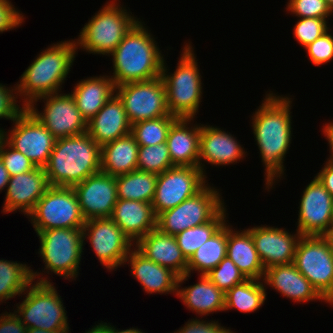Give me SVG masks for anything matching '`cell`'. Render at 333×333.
<instances>
[{
	"instance_id": "6da1fadb",
	"label": "cell",
	"mask_w": 333,
	"mask_h": 333,
	"mask_svg": "<svg viewBox=\"0 0 333 333\" xmlns=\"http://www.w3.org/2000/svg\"><path fill=\"white\" fill-rule=\"evenodd\" d=\"M291 104L290 97L269 93L252 116L253 133L265 166L268 190L284 175L283 161L292 139Z\"/></svg>"
},
{
	"instance_id": "7a4b0ae2",
	"label": "cell",
	"mask_w": 333,
	"mask_h": 333,
	"mask_svg": "<svg viewBox=\"0 0 333 333\" xmlns=\"http://www.w3.org/2000/svg\"><path fill=\"white\" fill-rule=\"evenodd\" d=\"M155 38L142 21H137L110 54L116 86L128 82L148 81L161 76L164 57Z\"/></svg>"
},
{
	"instance_id": "3957f363",
	"label": "cell",
	"mask_w": 333,
	"mask_h": 333,
	"mask_svg": "<svg viewBox=\"0 0 333 333\" xmlns=\"http://www.w3.org/2000/svg\"><path fill=\"white\" fill-rule=\"evenodd\" d=\"M101 147L87 133L56 139L44 167L49 186L73 187L101 171Z\"/></svg>"
},
{
	"instance_id": "277c9868",
	"label": "cell",
	"mask_w": 333,
	"mask_h": 333,
	"mask_svg": "<svg viewBox=\"0 0 333 333\" xmlns=\"http://www.w3.org/2000/svg\"><path fill=\"white\" fill-rule=\"evenodd\" d=\"M76 51L75 41H61L36 57L21 75L20 84H15L19 96L24 97L23 107H28L41 96L61 90L75 60Z\"/></svg>"
},
{
	"instance_id": "5b68a950",
	"label": "cell",
	"mask_w": 333,
	"mask_h": 333,
	"mask_svg": "<svg viewBox=\"0 0 333 333\" xmlns=\"http://www.w3.org/2000/svg\"><path fill=\"white\" fill-rule=\"evenodd\" d=\"M193 52L191 44L186 43L178 66L170 75L163 61L161 77L166 88L167 107L177 118H194L202 102V77Z\"/></svg>"
},
{
	"instance_id": "8992f818",
	"label": "cell",
	"mask_w": 333,
	"mask_h": 333,
	"mask_svg": "<svg viewBox=\"0 0 333 333\" xmlns=\"http://www.w3.org/2000/svg\"><path fill=\"white\" fill-rule=\"evenodd\" d=\"M122 8L113 1L102 7L82 28L75 41L77 49L109 56L138 21Z\"/></svg>"
},
{
	"instance_id": "52a82bcc",
	"label": "cell",
	"mask_w": 333,
	"mask_h": 333,
	"mask_svg": "<svg viewBox=\"0 0 333 333\" xmlns=\"http://www.w3.org/2000/svg\"><path fill=\"white\" fill-rule=\"evenodd\" d=\"M33 282L24 291L23 302L16 305L17 311L14 310L21 322L27 329L69 331L66 310L55 286L51 282Z\"/></svg>"
},
{
	"instance_id": "ba28073f",
	"label": "cell",
	"mask_w": 333,
	"mask_h": 333,
	"mask_svg": "<svg viewBox=\"0 0 333 333\" xmlns=\"http://www.w3.org/2000/svg\"><path fill=\"white\" fill-rule=\"evenodd\" d=\"M83 228H56L36 232L40 238L39 254L45 263L46 271L75 279L84 247Z\"/></svg>"
},
{
	"instance_id": "9c48e42d",
	"label": "cell",
	"mask_w": 333,
	"mask_h": 333,
	"mask_svg": "<svg viewBox=\"0 0 333 333\" xmlns=\"http://www.w3.org/2000/svg\"><path fill=\"white\" fill-rule=\"evenodd\" d=\"M28 216L36 232L83 228L86 221L73 187L65 186H49Z\"/></svg>"
},
{
	"instance_id": "30bf717a",
	"label": "cell",
	"mask_w": 333,
	"mask_h": 333,
	"mask_svg": "<svg viewBox=\"0 0 333 333\" xmlns=\"http://www.w3.org/2000/svg\"><path fill=\"white\" fill-rule=\"evenodd\" d=\"M294 265L317 292L333 305V251L323 236H301Z\"/></svg>"
},
{
	"instance_id": "8fae6325",
	"label": "cell",
	"mask_w": 333,
	"mask_h": 333,
	"mask_svg": "<svg viewBox=\"0 0 333 333\" xmlns=\"http://www.w3.org/2000/svg\"><path fill=\"white\" fill-rule=\"evenodd\" d=\"M207 185L178 206L160 213L156 228L168 235L209 222L223 207L224 201L214 187Z\"/></svg>"
},
{
	"instance_id": "7c38bea8",
	"label": "cell",
	"mask_w": 333,
	"mask_h": 333,
	"mask_svg": "<svg viewBox=\"0 0 333 333\" xmlns=\"http://www.w3.org/2000/svg\"><path fill=\"white\" fill-rule=\"evenodd\" d=\"M129 123L161 118L170 115L166 88L162 77L148 81L128 82L116 86Z\"/></svg>"
},
{
	"instance_id": "4fadbf2b",
	"label": "cell",
	"mask_w": 333,
	"mask_h": 333,
	"mask_svg": "<svg viewBox=\"0 0 333 333\" xmlns=\"http://www.w3.org/2000/svg\"><path fill=\"white\" fill-rule=\"evenodd\" d=\"M13 129L3 139L15 150L23 153L36 167L44 168L54 148L56 138L27 108L13 121Z\"/></svg>"
},
{
	"instance_id": "5bb4252c",
	"label": "cell",
	"mask_w": 333,
	"mask_h": 333,
	"mask_svg": "<svg viewBox=\"0 0 333 333\" xmlns=\"http://www.w3.org/2000/svg\"><path fill=\"white\" fill-rule=\"evenodd\" d=\"M205 174L191 166H174L159 174L152 201L156 217L201 191L207 185Z\"/></svg>"
},
{
	"instance_id": "9a60e30c",
	"label": "cell",
	"mask_w": 333,
	"mask_h": 333,
	"mask_svg": "<svg viewBox=\"0 0 333 333\" xmlns=\"http://www.w3.org/2000/svg\"><path fill=\"white\" fill-rule=\"evenodd\" d=\"M82 236L83 240L90 241L98 260L109 271L125 264L131 246L134 245L111 218L86 220Z\"/></svg>"
},
{
	"instance_id": "2e32d148",
	"label": "cell",
	"mask_w": 333,
	"mask_h": 333,
	"mask_svg": "<svg viewBox=\"0 0 333 333\" xmlns=\"http://www.w3.org/2000/svg\"><path fill=\"white\" fill-rule=\"evenodd\" d=\"M59 93L41 96L35 99L27 108L56 139L87 132V122L81 116L73 96L70 93ZM39 99H44L45 104L41 113L34 106Z\"/></svg>"
},
{
	"instance_id": "e0dca14e",
	"label": "cell",
	"mask_w": 333,
	"mask_h": 333,
	"mask_svg": "<svg viewBox=\"0 0 333 333\" xmlns=\"http://www.w3.org/2000/svg\"><path fill=\"white\" fill-rule=\"evenodd\" d=\"M300 200L296 231L302 236H323L333 223V197L314 177Z\"/></svg>"
},
{
	"instance_id": "ac0fdd59",
	"label": "cell",
	"mask_w": 333,
	"mask_h": 333,
	"mask_svg": "<svg viewBox=\"0 0 333 333\" xmlns=\"http://www.w3.org/2000/svg\"><path fill=\"white\" fill-rule=\"evenodd\" d=\"M73 189L85 220L111 217L118 200L115 176L100 171Z\"/></svg>"
},
{
	"instance_id": "d6986e66",
	"label": "cell",
	"mask_w": 333,
	"mask_h": 333,
	"mask_svg": "<svg viewBox=\"0 0 333 333\" xmlns=\"http://www.w3.org/2000/svg\"><path fill=\"white\" fill-rule=\"evenodd\" d=\"M253 238L255 249L265 269L293 263L296 247L301 234L291 235L283 228L254 226L247 229Z\"/></svg>"
},
{
	"instance_id": "ffe728a7",
	"label": "cell",
	"mask_w": 333,
	"mask_h": 333,
	"mask_svg": "<svg viewBox=\"0 0 333 333\" xmlns=\"http://www.w3.org/2000/svg\"><path fill=\"white\" fill-rule=\"evenodd\" d=\"M48 187L45 169L41 167L10 177L3 212L20 210L28 216Z\"/></svg>"
},
{
	"instance_id": "44dd1931",
	"label": "cell",
	"mask_w": 333,
	"mask_h": 333,
	"mask_svg": "<svg viewBox=\"0 0 333 333\" xmlns=\"http://www.w3.org/2000/svg\"><path fill=\"white\" fill-rule=\"evenodd\" d=\"M230 133L213 126L201 124L199 145V168L204 173L202 159L212 165L237 163L245 157L244 147Z\"/></svg>"
},
{
	"instance_id": "7402d4cb",
	"label": "cell",
	"mask_w": 333,
	"mask_h": 333,
	"mask_svg": "<svg viewBox=\"0 0 333 333\" xmlns=\"http://www.w3.org/2000/svg\"><path fill=\"white\" fill-rule=\"evenodd\" d=\"M87 133L100 147L131 133V124L117 94L87 122Z\"/></svg>"
},
{
	"instance_id": "603a6c76",
	"label": "cell",
	"mask_w": 333,
	"mask_h": 333,
	"mask_svg": "<svg viewBox=\"0 0 333 333\" xmlns=\"http://www.w3.org/2000/svg\"><path fill=\"white\" fill-rule=\"evenodd\" d=\"M134 246L147 259L171 269L178 276L187 274V259L174 235L164 234L156 228L135 242Z\"/></svg>"
},
{
	"instance_id": "cb8c5ba5",
	"label": "cell",
	"mask_w": 333,
	"mask_h": 333,
	"mask_svg": "<svg viewBox=\"0 0 333 333\" xmlns=\"http://www.w3.org/2000/svg\"><path fill=\"white\" fill-rule=\"evenodd\" d=\"M264 285H269L282 296L294 302L327 301L317 292L312 284L298 271L294 263L275 265L265 269Z\"/></svg>"
},
{
	"instance_id": "d4e9b609",
	"label": "cell",
	"mask_w": 333,
	"mask_h": 333,
	"mask_svg": "<svg viewBox=\"0 0 333 333\" xmlns=\"http://www.w3.org/2000/svg\"><path fill=\"white\" fill-rule=\"evenodd\" d=\"M135 244L156 229V215L152 203L118 199L110 217Z\"/></svg>"
},
{
	"instance_id": "484cf974",
	"label": "cell",
	"mask_w": 333,
	"mask_h": 333,
	"mask_svg": "<svg viewBox=\"0 0 333 333\" xmlns=\"http://www.w3.org/2000/svg\"><path fill=\"white\" fill-rule=\"evenodd\" d=\"M193 118H177L169 128L167 146L174 166L199 167L201 125L188 127Z\"/></svg>"
},
{
	"instance_id": "4316f807",
	"label": "cell",
	"mask_w": 333,
	"mask_h": 333,
	"mask_svg": "<svg viewBox=\"0 0 333 333\" xmlns=\"http://www.w3.org/2000/svg\"><path fill=\"white\" fill-rule=\"evenodd\" d=\"M126 262L130 263L131 275L140 282L145 292L149 294L177 292L179 276L171 269L147 259L136 248L130 250L125 264Z\"/></svg>"
},
{
	"instance_id": "83f0119b",
	"label": "cell",
	"mask_w": 333,
	"mask_h": 333,
	"mask_svg": "<svg viewBox=\"0 0 333 333\" xmlns=\"http://www.w3.org/2000/svg\"><path fill=\"white\" fill-rule=\"evenodd\" d=\"M190 277L185 274L178 277L175 293L191 311L198 315L225 311V293L220 290L206 275H200L199 282L189 287L180 288L181 283Z\"/></svg>"
},
{
	"instance_id": "f1b7e54d",
	"label": "cell",
	"mask_w": 333,
	"mask_h": 333,
	"mask_svg": "<svg viewBox=\"0 0 333 333\" xmlns=\"http://www.w3.org/2000/svg\"><path fill=\"white\" fill-rule=\"evenodd\" d=\"M109 76L89 77L79 81L71 93L81 116L88 122L116 94V85Z\"/></svg>"
},
{
	"instance_id": "f546056e",
	"label": "cell",
	"mask_w": 333,
	"mask_h": 333,
	"mask_svg": "<svg viewBox=\"0 0 333 333\" xmlns=\"http://www.w3.org/2000/svg\"><path fill=\"white\" fill-rule=\"evenodd\" d=\"M227 257L231 259L247 279L263 280L265 268L260 260L251 233L233 231L228 225Z\"/></svg>"
},
{
	"instance_id": "4dcf8cb0",
	"label": "cell",
	"mask_w": 333,
	"mask_h": 333,
	"mask_svg": "<svg viewBox=\"0 0 333 333\" xmlns=\"http://www.w3.org/2000/svg\"><path fill=\"white\" fill-rule=\"evenodd\" d=\"M139 145L129 133L101 146V172L117 176L137 170Z\"/></svg>"
},
{
	"instance_id": "1f68e13d",
	"label": "cell",
	"mask_w": 333,
	"mask_h": 333,
	"mask_svg": "<svg viewBox=\"0 0 333 333\" xmlns=\"http://www.w3.org/2000/svg\"><path fill=\"white\" fill-rule=\"evenodd\" d=\"M227 222L187 260V274L198 271L206 275L227 256Z\"/></svg>"
},
{
	"instance_id": "d6a6232c",
	"label": "cell",
	"mask_w": 333,
	"mask_h": 333,
	"mask_svg": "<svg viewBox=\"0 0 333 333\" xmlns=\"http://www.w3.org/2000/svg\"><path fill=\"white\" fill-rule=\"evenodd\" d=\"M26 264L0 259V301H6L24 293L27 287L36 279L37 282H50L47 277L39 278L41 274L34 272ZM37 276V277H36ZM0 302V303H1Z\"/></svg>"
},
{
	"instance_id": "836d02e7",
	"label": "cell",
	"mask_w": 333,
	"mask_h": 333,
	"mask_svg": "<svg viewBox=\"0 0 333 333\" xmlns=\"http://www.w3.org/2000/svg\"><path fill=\"white\" fill-rule=\"evenodd\" d=\"M157 176V174L138 169L115 176L118 199L152 203Z\"/></svg>"
},
{
	"instance_id": "e575fe53",
	"label": "cell",
	"mask_w": 333,
	"mask_h": 333,
	"mask_svg": "<svg viewBox=\"0 0 333 333\" xmlns=\"http://www.w3.org/2000/svg\"><path fill=\"white\" fill-rule=\"evenodd\" d=\"M266 295L263 281L246 279L225 293V311L234 308L243 313L254 312L263 305Z\"/></svg>"
},
{
	"instance_id": "d590c367",
	"label": "cell",
	"mask_w": 333,
	"mask_h": 333,
	"mask_svg": "<svg viewBox=\"0 0 333 333\" xmlns=\"http://www.w3.org/2000/svg\"><path fill=\"white\" fill-rule=\"evenodd\" d=\"M226 219L224 206L209 222L185 229L175 235L177 244L187 260L225 224Z\"/></svg>"
},
{
	"instance_id": "8d00e7d4",
	"label": "cell",
	"mask_w": 333,
	"mask_h": 333,
	"mask_svg": "<svg viewBox=\"0 0 333 333\" xmlns=\"http://www.w3.org/2000/svg\"><path fill=\"white\" fill-rule=\"evenodd\" d=\"M177 119L174 115L142 120L131 125V134L139 146L165 143L172 123Z\"/></svg>"
},
{
	"instance_id": "74e56055",
	"label": "cell",
	"mask_w": 333,
	"mask_h": 333,
	"mask_svg": "<svg viewBox=\"0 0 333 333\" xmlns=\"http://www.w3.org/2000/svg\"><path fill=\"white\" fill-rule=\"evenodd\" d=\"M174 167L171 162L167 143L139 146L137 169L154 174H161Z\"/></svg>"
},
{
	"instance_id": "f35d334b",
	"label": "cell",
	"mask_w": 333,
	"mask_h": 333,
	"mask_svg": "<svg viewBox=\"0 0 333 333\" xmlns=\"http://www.w3.org/2000/svg\"><path fill=\"white\" fill-rule=\"evenodd\" d=\"M206 276L224 293L247 279L227 256Z\"/></svg>"
},
{
	"instance_id": "ab89813d",
	"label": "cell",
	"mask_w": 333,
	"mask_h": 333,
	"mask_svg": "<svg viewBox=\"0 0 333 333\" xmlns=\"http://www.w3.org/2000/svg\"><path fill=\"white\" fill-rule=\"evenodd\" d=\"M326 19L299 18L294 26V37L303 46L314 42L329 30Z\"/></svg>"
},
{
	"instance_id": "60d3db41",
	"label": "cell",
	"mask_w": 333,
	"mask_h": 333,
	"mask_svg": "<svg viewBox=\"0 0 333 333\" xmlns=\"http://www.w3.org/2000/svg\"><path fill=\"white\" fill-rule=\"evenodd\" d=\"M0 158L10 177L29 172L36 168L30 159L23 153L12 148L4 139L0 143Z\"/></svg>"
},
{
	"instance_id": "b9f144b4",
	"label": "cell",
	"mask_w": 333,
	"mask_h": 333,
	"mask_svg": "<svg viewBox=\"0 0 333 333\" xmlns=\"http://www.w3.org/2000/svg\"><path fill=\"white\" fill-rule=\"evenodd\" d=\"M286 8L299 18L326 19L333 13L326 0H289Z\"/></svg>"
},
{
	"instance_id": "7bdbcfd3",
	"label": "cell",
	"mask_w": 333,
	"mask_h": 333,
	"mask_svg": "<svg viewBox=\"0 0 333 333\" xmlns=\"http://www.w3.org/2000/svg\"><path fill=\"white\" fill-rule=\"evenodd\" d=\"M309 60L319 66L333 60V36L327 31L314 42L305 46Z\"/></svg>"
},
{
	"instance_id": "ee69618b",
	"label": "cell",
	"mask_w": 333,
	"mask_h": 333,
	"mask_svg": "<svg viewBox=\"0 0 333 333\" xmlns=\"http://www.w3.org/2000/svg\"><path fill=\"white\" fill-rule=\"evenodd\" d=\"M14 94L18 95L15 86L12 87V89H8L5 85H2L0 83V119L5 118L14 121L18 117V115L25 109V107L21 108L17 104L16 99L18 97Z\"/></svg>"
},
{
	"instance_id": "f6af8a7d",
	"label": "cell",
	"mask_w": 333,
	"mask_h": 333,
	"mask_svg": "<svg viewBox=\"0 0 333 333\" xmlns=\"http://www.w3.org/2000/svg\"><path fill=\"white\" fill-rule=\"evenodd\" d=\"M24 15L9 0H0V33L19 27Z\"/></svg>"
},
{
	"instance_id": "bcb514c9",
	"label": "cell",
	"mask_w": 333,
	"mask_h": 333,
	"mask_svg": "<svg viewBox=\"0 0 333 333\" xmlns=\"http://www.w3.org/2000/svg\"><path fill=\"white\" fill-rule=\"evenodd\" d=\"M174 333H234L233 331L221 326L218 321H201L199 319L189 320L185 326Z\"/></svg>"
},
{
	"instance_id": "7dc6e473",
	"label": "cell",
	"mask_w": 333,
	"mask_h": 333,
	"mask_svg": "<svg viewBox=\"0 0 333 333\" xmlns=\"http://www.w3.org/2000/svg\"><path fill=\"white\" fill-rule=\"evenodd\" d=\"M27 327L15 312H6L0 316V333H26Z\"/></svg>"
},
{
	"instance_id": "c3c4849f",
	"label": "cell",
	"mask_w": 333,
	"mask_h": 333,
	"mask_svg": "<svg viewBox=\"0 0 333 333\" xmlns=\"http://www.w3.org/2000/svg\"><path fill=\"white\" fill-rule=\"evenodd\" d=\"M315 177L333 197V164L326 161L322 170Z\"/></svg>"
},
{
	"instance_id": "681fc988",
	"label": "cell",
	"mask_w": 333,
	"mask_h": 333,
	"mask_svg": "<svg viewBox=\"0 0 333 333\" xmlns=\"http://www.w3.org/2000/svg\"><path fill=\"white\" fill-rule=\"evenodd\" d=\"M323 132L324 135L326 137V139L328 140V144L330 147V151H331V155L330 157L327 159L328 162L333 164V123H326L325 126H323Z\"/></svg>"
},
{
	"instance_id": "f907efd6",
	"label": "cell",
	"mask_w": 333,
	"mask_h": 333,
	"mask_svg": "<svg viewBox=\"0 0 333 333\" xmlns=\"http://www.w3.org/2000/svg\"><path fill=\"white\" fill-rule=\"evenodd\" d=\"M10 180V175L7 169L4 166L2 159L0 158V191L4 190V187H7Z\"/></svg>"
},
{
	"instance_id": "816d5d0a",
	"label": "cell",
	"mask_w": 333,
	"mask_h": 333,
	"mask_svg": "<svg viewBox=\"0 0 333 333\" xmlns=\"http://www.w3.org/2000/svg\"><path fill=\"white\" fill-rule=\"evenodd\" d=\"M99 325H95L92 329L87 331L86 333H107V323H98Z\"/></svg>"
},
{
	"instance_id": "f5cc1de1",
	"label": "cell",
	"mask_w": 333,
	"mask_h": 333,
	"mask_svg": "<svg viewBox=\"0 0 333 333\" xmlns=\"http://www.w3.org/2000/svg\"><path fill=\"white\" fill-rule=\"evenodd\" d=\"M137 328H129V329H126V330H117L114 326L112 327L109 323H107V333H134V331L136 330Z\"/></svg>"
},
{
	"instance_id": "db71d44e",
	"label": "cell",
	"mask_w": 333,
	"mask_h": 333,
	"mask_svg": "<svg viewBox=\"0 0 333 333\" xmlns=\"http://www.w3.org/2000/svg\"><path fill=\"white\" fill-rule=\"evenodd\" d=\"M323 237L328 241L330 248L333 251V223L331 224L327 232L323 235Z\"/></svg>"
},
{
	"instance_id": "11a10c76",
	"label": "cell",
	"mask_w": 333,
	"mask_h": 333,
	"mask_svg": "<svg viewBox=\"0 0 333 333\" xmlns=\"http://www.w3.org/2000/svg\"><path fill=\"white\" fill-rule=\"evenodd\" d=\"M26 333H69V331H48L45 329L28 328Z\"/></svg>"
},
{
	"instance_id": "9f6ffc18",
	"label": "cell",
	"mask_w": 333,
	"mask_h": 333,
	"mask_svg": "<svg viewBox=\"0 0 333 333\" xmlns=\"http://www.w3.org/2000/svg\"><path fill=\"white\" fill-rule=\"evenodd\" d=\"M326 3L333 12V0H326Z\"/></svg>"
},
{
	"instance_id": "6f0895ef",
	"label": "cell",
	"mask_w": 333,
	"mask_h": 333,
	"mask_svg": "<svg viewBox=\"0 0 333 333\" xmlns=\"http://www.w3.org/2000/svg\"><path fill=\"white\" fill-rule=\"evenodd\" d=\"M4 130L0 128V143L3 140Z\"/></svg>"
},
{
	"instance_id": "680465c9",
	"label": "cell",
	"mask_w": 333,
	"mask_h": 333,
	"mask_svg": "<svg viewBox=\"0 0 333 333\" xmlns=\"http://www.w3.org/2000/svg\"><path fill=\"white\" fill-rule=\"evenodd\" d=\"M134 333H145V332H142L140 329H136Z\"/></svg>"
}]
</instances>
